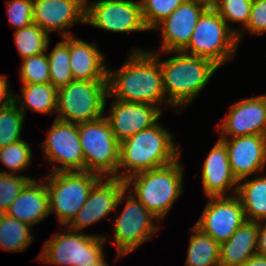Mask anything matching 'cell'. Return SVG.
<instances>
[{
	"instance_id": "ab89813d",
	"label": "cell",
	"mask_w": 266,
	"mask_h": 266,
	"mask_svg": "<svg viewBox=\"0 0 266 266\" xmlns=\"http://www.w3.org/2000/svg\"><path fill=\"white\" fill-rule=\"evenodd\" d=\"M242 266H266V257L255 254L250 257Z\"/></svg>"
},
{
	"instance_id": "ac0fdd59",
	"label": "cell",
	"mask_w": 266,
	"mask_h": 266,
	"mask_svg": "<svg viewBox=\"0 0 266 266\" xmlns=\"http://www.w3.org/2000/svg\"><path fill=\"white\" fill-rule=\"evenodd\" d=\"M86 0H33V23L48 35L62 31V38L72 36L63 29L75 22L85 23Z\"/></svg>"
},
{
	"instance_id": "9a60e30c",
	"label": "cell",
	"mask_w": 266,
	"mask_h": 266,
	"mask_svg": "<svg viewBox=\"0 0 266 266\" xmlns=\"http://www.w3.org/2000/svg\"><path fill=\"white\" fill-rule=\"evenodd\" d=\"M210 6L207 0H185L154 29L162 31V52L182 51L190 42L202 13Z\"/></svg>"
},
{
	"instance_id": "cb8c5ba5",
	"label": "cell",
	"mask_w": 266,
	"mask_h": 266,
	"mask_svg": "<svg viewBox=\"0 0 266 266\" xmlns=\"http://www.w3.org/2000/svg\"><path fill=\"white\" fill-rule=\"evenodd\" d=\"M21 88L22 96H14L13 102L24 115L28 108L46 114L56 111L58 90L51 83H24Z\"/></svg>"
},
{
	"instance_id": "f1b7e54d",
	"label": "cell",
	"mask_w": 266,
	"mask_h": 266,
	"mask_svg": "<svg viewBox=\"0 0 266 266\" xmlns=\"http://www.w3.org/2000/svg\"><path fill=\"white\" fill-rule=\"evenodd\" d=\"M48 34L36 24L15 31L14 39L21 59L36 56L48 48Z\"/></svg>"
},
{
	"instance_id": "4dcf8cb0",
	"label": "cell",
	"mask_w": 266,
	"mask_h": 266,
	"mask_svg": "<svg viewBox=\"0 0 266 266\" xmlns=\"http://www.w3.org/2000/svg\"><path fill=\"white\" fill-rule=\"evenodd\" d=\"M184 1L185 0H141L144 25L148 30L154 29Z\"/></svg>"
},
{
	"instance_id": "8fae6325",
	"label": "cell",
	"mask_w": 266,
	"mask_h": 266,
	"mask_svg": "<svg viewBox=\"0 0 266 266\" xmlns=\"http://www.w3.org/2000/svg\"><path fill=\"white\" fill-rule=\"evenodd\" d=\"M85 23L111 32L147 31L141 2L133 0H99L85 2Z\"/></svg>"
},
{
	"instance_id": "277c9868",
	"label": "cell",
	"mask_w": 266,
	"mask_h": 266,
	"mask_svg": "<svg viewBox=\"0 0 266 266\" xmlns=\"http://www.w3.org/2000/svg\"><path fill=\"white\" fill-rule=\"evenodd\" d=\"M183 168L179 159L157 169L133 174L126 179L133 184V194L157 220L162 219L182 193Z\"/></svg>"
},
{
	"instance_id": "8d00e7d4",
	"label": "cell",
	"mask_w": 266,
	"mask_h": 266,
	"mask_svg": "<svg viewBox=\"0 0 266 266\" xmlns=\"http://www.w3.org/2000/svg\"><path fill=\"white\" fill-rule=\"evenodd\" d=\"M245 29L252 34L266 32V0H253L250 18Z\"/></svg>"
},
{
	"instance_id": "2e32d148",
	"label": "cell",
	"mask_w": 266,
	"mask_h": 266,
	"mask_svg": "<svg viewBox=\"0 0 266 266\" xmlns=\"http://www.w3.org/2000/svg\"><path fill=\"white\" fill-rule=\"evenodd\" d=\"M111 106L110 114L105 118L119 142L141 130L152 127L162 115L161 107L147 103L116 99Z\"/></svg>"
},
{
	"instance_id": "ba28073f",
	"label": "cell",
	"mask_w": 266,
	"mask_h": 266,
	"mask_svg": "<svg viewBox=\"0 0 266 266\" xmlns=\"http://www.w3.org/2000/svg\"><path fill=\"white\" fill-rule=\"evenodd\" d=\"M78 132L84 155L85 171L101 177H117L120 142L114 136L105 117L78 123Z\"/></svg>"
},
{
	"instance_id": "7a4b0ae2",
	"label": "cell",
	"mask_w": 266,
	"mask_h": 266,
	"mask_svg": "<svg viewBox=\"0 0 266 266\" xmlns=\"http://www.w3.org/2000/svg\"><path fill=\"white\" fill-rule=\"evenodd\" d=\"M180 153L173 135L156 123L120 142L118 178L126 180L133 174L170 165ZM121 168L125 171L119 174Z\"/></svg>"
},
{
	"instance_id": "7c38bea8",
	"label": "cell",
	"mask_w": 266,
	"mask_h": 266,
	"mask_svg": "<svg viewBox=\"0 0 266 266\" xmlns=\"http://www.w3.org/2000/svg\"><path fill=\"white\" fill-rule=\"evenodd\" d=\"M41 147L47 160L62 164L54 166L52 172L85 171L77 123L55 119Z\"/></svg>"
},
{
	"instance_id": "836d02e7",
	"label": "cell",
	"mask_w": 266,
	"mask_h": 266,
	"mask_svg": "<svg viewBox=\"0 0 266 266\" xmlns=\"http://www.w3.org/2000/svg\"><path fill=\"white\" fill-rule=\"evenodd\" d=\"M33 178L0 171V214L6 213Z\"/></svg>"
},
{
	"instance_id": "d590c367",
	"label": "cell",
	"mask_w": 266,
	"mask_h": 266,
	"mask_svg": "<svg viewBox=\"0 0 266 266\" xmlns=\"http://www.w3.org/2000/svg\"><path fill=\"white\" fill-rule=\"evenodd\" d=\"M7 12L10 24L16 30L33 24V0H9Z\"/></svg>"
},
{
	"instance_id": "4316f807",
	"label": "cell",
	"mask_w": 266,
	"mask_h": 266,
	"mask_svg": "<svg viewBox=\"0 0 266 266\" xmlns=\"http://www.w3.org/2000/svg\"><path fill=\"white\" fill-rule=\"evenodd\" d=\"M30 227L6 213L0 214V248L11 252H25L33 242Z\"/></svg>"
},
{
	"instance_id": "ffe728a7",
	"label": "cell",
	"mask_w": 266,
	"mask_h": 266,
	"mask_svg": "<svg viewBox=\"0 0 266 266\" xmlns=\"http://www.w3.org/2000/svg\"><path fill=\"white\" fill-rule=\"evenodd\" d=\"M238 184L231 171L225 143L219 139L203 163L202 185L205 194L208 198L224 197V191L233 187L236 195Z\"/></svg>"
},
{
	"instance_id": "8992f818",
	"label": "cell",
	"mask_w": 266,
	"mask_h": 266,
	"mask_svg": "<svg viewBox=\"0 0 266 266\" xmlns=\"http://www.w3.org/2000/svg\"><path fill=\"white\" fill-rule=\"evenodd\" d=\"M100 175L87 171L51 172L46 181L49 213L56 212L61 227H67L85 204Z\"/></svg>"
},
{
	"instance_id": "7402d4cb",
	"label": "cell",
	"mask_w": 266,
	"mask_h": 266,
	"mask_svg": "<svg viewBox=\"0 0 266 266\" xmlns=\"http://www.w3.org/2000/svg\"><path fill=\"white\" fill-rule=\"evenodd\" d=\"M44 183L31 180L10 205L6 214L31 227L44 220L50 214L46 181Z\"/></svg>"
},
{
	"instance_id": "4fadbf2b",
	"label": "cell",
	"mask_w": 266,
	"mask_h": 266,
	"mask_svg": "<svg viewBox=\"0 0 266 266\" xmlns=\"http://www.w3.org/2000/svg\"><path fill=\"white\" fill-rule=\"evenodd\" d=\"M246 221L243 206L234 194L233 196L209 197L195 226L222 244Z\"/></svg>"
},
{
	"instance_id": "f35d334b",
	"label": "cell",
	"mask_w": 266,
	"mask_h": 266,
	"mask_svg": "<svg viewBox=\"0 0 266 266\" xmlns=\"http://www.w3.org/2000/svg\"><path fill=\"white\" fill-rule=\"evenodd\" d=\"M257 254L266 257V220L258 222Z\"/></svg>"
},
{
	"instance_id": "1f68e13d",
	"label": "cell",
	"mask_w": 266,
	"mask_h": 266,
	"mask_svg": "<svg viewBox=\"0 0 266 266\" xmlns=\"http://www.w3.org/2000/svg\"><path fill=\"white\" fill-rule=\"evenodd\" d=\"M253 0H213L210 2L212 8L227 23L241 22L245 28L248 24Z\"/></svg>"
},
{
	"instance_id": "60d3db41",
	"label": "cell",
	"mask_w": 266,
	"mask_h": 266,
	"mask_svg": "<svg viewBox=\"0 0 266 266\" xmlns=\"http://www.w3.org/2000/svg\"><path fill=\"white\" fill-rule=\"evenodd\" d=\"M88 266H109V265L106 263L105 258L103 256L100 260H98L95 263L90 264Z\"/></svg>"
},
{
	"instance_id": "603a6c76",
	"label": "cell",
	"mask_w": 266,
	"mask_h": 266,
	"mask_svg": "<svg viewBox=\"0 0 266 266\" xmlns=\"http://www.w3.org/2000/svg\"><path fill=\"white\" fill-rule=\"evenodd\" d=\"M258 222L246 221L220 244V266H242L257 254Z\"/></svg>"
},
{
	"instance_id": "83f0119b",
	"label": "cell",
	"mask_w": 266,
	"mask_h": 266,
	"mask_svg": "<svg viewBox=\"0 0 266 266\" xmlns=\"http://www.w3.org/2000/svg\"><path fill=\"white\" fill-rule=\"evenodd\" d=\"M50 68V83L58 90L73 79L70 67L69 36L63 37L47 55Z\"/></svg>"
},
{
	"instance_id": "484cf974",
	"label": "cell",
	"mask_w": 266,
	"mask_h": 266,
	"mask_svg": "<svg viewBox=\"0 0 266 266\" xmlns=\"http://www.w3.org/2000/svg\"><path fill=\"white\" fill-rule=\"evenodd\" d=\"M191 230L186 266H220V244L195 225Z\"/></svg>"
},
{
	"instance_id": "52a82bcc",
	"label": "cell",
	"mask_w": 266,
	"mask_h": 266,
	"mask_svg": "<svg viewBox=\"0 0 266 266\" xmlns=\"http://www.w3.org/2000/svg\"><path fill=\"white\" fill-rule=\"evenodd\" d=\"M108 97V80H72L58 89L56 119L82 123L103 117Z\"/></svg>"
},
{
	"instance_id": "e0dca14e",
	"label": "cell",
	"mask_w": 266,
	"mask_h": 266,
	"mask_svg": "<svg viewBox=\"0 0 266 266\" xmlns=\"http://www.w3.org/2000/svg\"><path fill=\"white\" fill-rule=\"evenodd\" d=\"M218 130L221 131V138L266 136V95L243 99L233 104Z\"/></svg>"
},
{
	"instance_id": "30bf717a",
	"label": "cell",
	"mask_w": 266,
	"mask_h": 266,
	"mask_svg": "<svg viewBox=\"0 0 266 266\" xmlns=\"http://www.w3.org/2000/svg\"><path fill=\"white\" fill-rule=\"evenodd\" d=\"M125 208L122 214L114 219V241L117 245L116 256L121 258L134 251L144 241L158 231V226L154 224V216L135 197L133 193H128Z\"/></svg>"
},
{
	"instance_id": "3957f363",
	"label": "cell",
	"mask_w": 266,
	"mask_h": 266,
	"mask_svg": "<svg viewBox=\"0 0 266 266\" xmlns=\"http://www.w3.org/2000/svg\"><path fill=\"white\" fill-rule=\"evenodd\" d=\"M175 56L160 61L163 88L170 106H186L208 83L218 66L206 58L174 51Z\"/></svg>"
},
{
	"instance_id": "5bb4252c",
	"label": "cell",
	"mask_w": 266,
	"mask_h": 266,
	"mask_svg": "<svg viewBox=\"0 0 266 266\" xmlns=\"http://www.w3.org/2000/svg\"><path fill=\"white\" fill-rule=\"evenodd\" d=\"M101 177L92 187L85 204L67 226L72 230H83L117 208L128 190L126 180L117 177ZM105 181V182H104Z\"/></svg>"
},
{
	"instance_id": "f546056e",
	"label": "cell",
	"mask_w": 266,
	"mask_h": 266,
	"mask_svg": "<svg viewBox=\"0 0 266 266\" xmlns=\"http://www.w3.org/2000/svg\"><path fill=\"white\" fill-rule=\"evenodd\" d=\"M24 117L14 102L0 108V148L22 140Z\"/></svg>"
},
{
	"instance_id": "44dd1931",
	"label": "cell",
	"mask_w": 266,
	"mask_h": 266,
	"mask_svg": "<svg viewBox=\"0 0 266 266\" xmlns=\"http://www.w3.org/2000/svg\"><path fill=\"white\" fill-rule=\"evenodd\" d=\"M70 67L74 80H108L104 56L95 44L69 36Z\"/></svg>"
},
{
	"instance_id": "e575fe53",
	"label": "cell",
	"mask_w": 266,
	"mask_h": 266,
	"mask_svg": "<svg viewBox=\"0 0 266 266\" xmlns=\"http://www.w3.org/2000/svg\"><path fill=\"white\" fill-rule=\"evenodd\" d=\"M20 77L23 83H50V68L47 54L22 59Z\"/></svg>"
},
{
	"instance_id": "d6986e66",
	"label": "cell",
	"mask_w": 266,
	"mask_h": 266,
	"mask_svg": "<svg viewBox=\"0 0 266 266\" xmlns=\"http://www.w3.org/2000/svg\"><path fill=\"white\" fill-rule=\"evenodd\" d=\"M228 151L231 171L240 183L247 176L262 171L266 164V136L246 135L220 138Z\"/></svg>"
},
{
	"instance_id": "9c48e42d",
	"label": "cell",
	"mask_w": 266,
	"mask_h": 266,
	"mask_svg": "<svg viewBox=\"0 0 266 266\" xmlns=\"http://www.w3.org/2000/svg\"><path fill=\"white\" fill-rule=\"evenodd\" d=\"M63 233L44 243L39 261L62 266H88L104 256L106 236L85 235L69 227Z\"/></svg>"
},
{
	"instance_id": "d6a6232c",
	"label": "cell",
	"mask_w": 266,
	"mask_h": 266,
	"mask_svg": "<svg viewBox=\"0 0 266 266\" xmlns=\"http://www.w3.org/2000/svg\"><path fill=\"white\" fill-rule=\"evenodd\" d=\"M29 146L26 141L20 140L0 148V163L13 170L11 174L23 171L32 160V151Z\"/></svg>"
},
{
	"instance_id": "74e56055",
	"label": "cell",
	"mask_w": 266,
	"mask_h": 266,
	"mask_svg": "<svg viewBox=\"0 0 266 266\" xmlns=\"http://www.w3.org/2000/svg\"><path fill=\"white\" fill-rule=\"evenodd\" d=\"M9 88V82L6 77L0 75V108L7 107L13 102V93Z\"/></svg>"
},
{
	"instance_id": "5b68a950",
	"label": "cell",
	"mask_w": 266,
	"mask_h": 266,
	"mask_svg": "<svg viewBox=\"0 0 266 266\" xmlns=\"http://www.w3.org/2000/svg\"><path fill=\"white\" fill-rule=\"evenodd\" d=\"M242 34L240 30L227 26L210 5L200 16L190 42L182 52L209 59L220 67L233 60Z\"/></svg>"
},
{
	"instance_id": "6da1fadb",
	"label": "cell",
	"mask_w": 266,
	"mask_h": 266,
	"mask_svg": "<svg viewBox=\"0 0 266 266\" xmlns=\"http://www.w3.org/2000/svg\"><path fill=\"white\" fill-rule=\"evenodd\" d=\"M134 50L119 70H108V97L160 107L159 104L167 102V98L158 54Z\"/></svg>"
},
{
	"instance_id": "d4e9b609",
	"label": "cell",
	"mask_w": 266,
	"mask_h": 266,
	"mask_svg": "<svg viewBox=\"0 0 266 266\" xmlns=\"http://www.w3.org/2000/svg\"><path fill=\"white\" fill-rule=\"evenodd\" d=\"M236 196L243 206L247 221L266 220V175L238 184Z\"/></svg>"
}]
</instances>
